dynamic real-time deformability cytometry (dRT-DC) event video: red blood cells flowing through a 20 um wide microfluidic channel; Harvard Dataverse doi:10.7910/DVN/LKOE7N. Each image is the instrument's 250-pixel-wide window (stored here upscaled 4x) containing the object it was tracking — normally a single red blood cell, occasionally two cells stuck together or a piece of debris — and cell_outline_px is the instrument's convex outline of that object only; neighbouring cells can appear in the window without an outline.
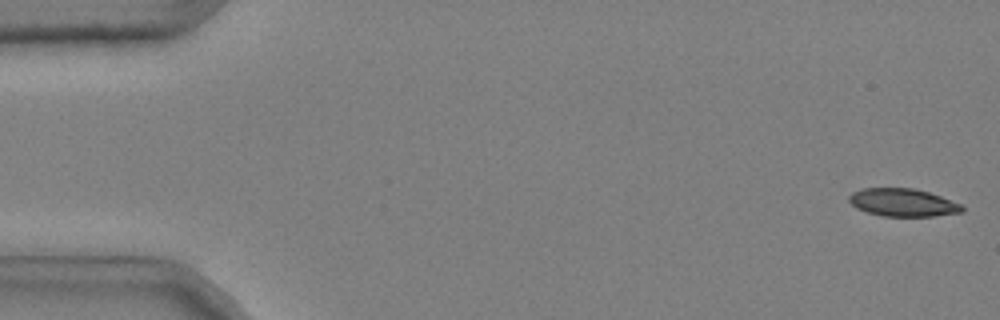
{"species": "common noctule bat (a hibernating species)", "species_latin": "Nyctalus noctula", "temperature_condition": "cold", "stored_images_in_passage": 7, "camera_frame_rate_fps": 3000, "um_per_image_px": 0.085, "animal": {"sex": "male", "body_mass_g": 20.4}, "frame": {"image": 1, "passage_image": 1, "time_ms": 0.0, "image_size_px": [1000, 320], "cell_outline_px": [[964, 212], [932, 216], [884, 216], [868, 212], [856, 208], [848, 200], [848, 196], [852, 192], [860, 188], [912, 188], [928, 192], [940, 196], [960, 204], [964, 208]], "centroid_in_image_um": [76.71, 17.21], "position_along_channel_um": 8.3, "area_um2": 18.26}}